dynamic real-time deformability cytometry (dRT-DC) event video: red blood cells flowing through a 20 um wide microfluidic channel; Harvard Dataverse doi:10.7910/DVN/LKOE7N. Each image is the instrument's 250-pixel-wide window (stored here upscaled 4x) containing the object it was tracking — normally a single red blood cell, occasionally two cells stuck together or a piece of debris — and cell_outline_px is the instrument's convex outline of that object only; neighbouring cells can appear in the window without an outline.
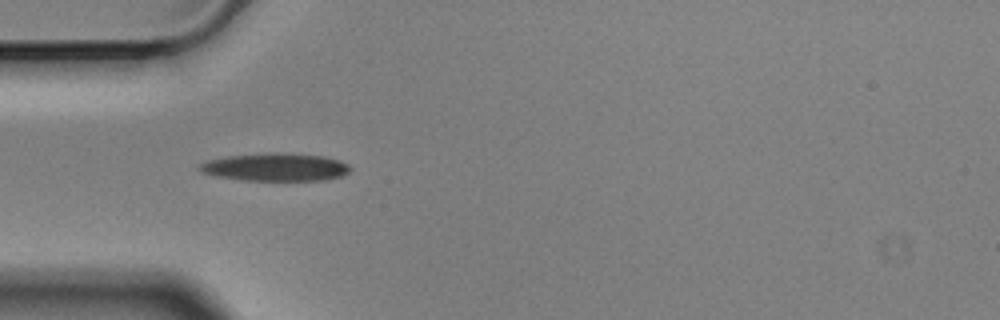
{"species": "Egyptian fruit bat (a non-hibernating species)", "species_latin": "Rousettus aegyptiacus", "temperature_condition": "cold", "stored_images_in_passage": 7, "camera_frame_rate_fps": 3000, "um_per_image_px": 0.085, "animal": {"sex": "male"}, "frame": {"image": 1, "passage_image": 1, "time_ms": 0.0, "image_size_px": [1000, 320], "cell_outline_px": [[352, 168], [344, 176], [324, 180], [240, 180], [216, 176], [200, 172], [196, 168], [200, 164], [208, 160], [228, 156], [276, 152], [324, 156], [340, 160], [348, 164]], "centroid_in_image_um": [23.42, 14.21], "position_along_channel_um": 61.6, "area_um2": 24.57}}
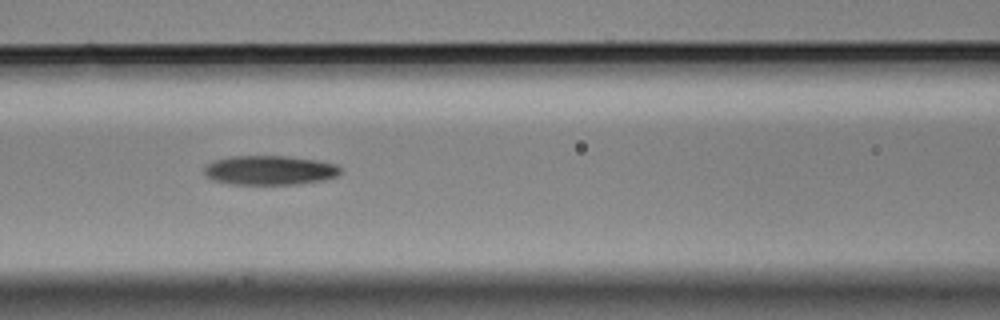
{"frame": {"image": 2, "passage_image": 3, "time_ms": 0.667, "image_size_px": [1000, 320], "cell_outline_px": [[340, 172], [336, 176], [324, 180], [296, 184], [232, 184], [212, 180], [204, 176], [204, 164], [212, 160], [228, 156], [288, 156], [316, 160], [336, 164], [340, 168]], "centroid_in_image_um": [22.85, 14.46], "position_along_channel_um": 143.8, "area_um2": 23.52}}
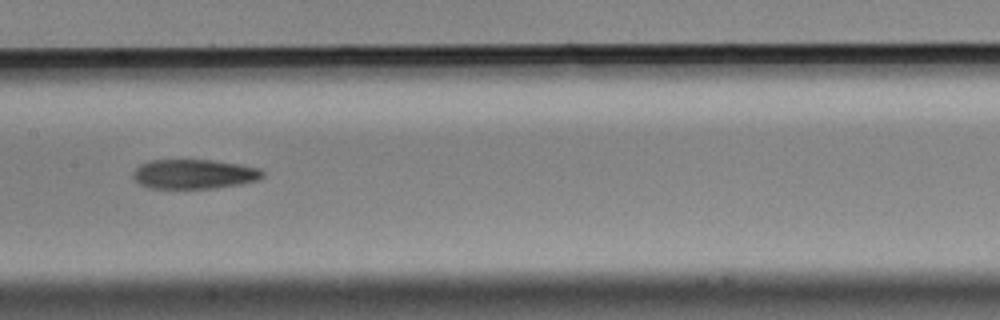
{"frame": {"image": 3, "passage_image": 4, "time_ms": 1.0, "image_size_px": [1000, 320], "cell_outline_px": [[264, 176], [256, 180], [240, 184], [212, 188], [148, 188], [140, 184], [132, 176], [132, 172], [140, 164], [148, 160], [212, 160], [260, 168], [264, 172]], "centroid_in_image_um": [16.46, 14.79], "position_along_channel_um": 190.9, "area_um2": 22.2}}